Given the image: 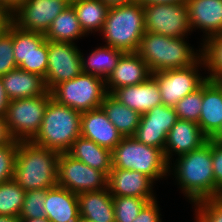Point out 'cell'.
<instances>
[{"label":"cell","instance_id":"cell-6","mask_svg":"<svg viewBox=\"0 0 222 222\" xmlns=\"http://www.w3.org/2000/svg\"><path fill=\"white\" fill-rule=\"evenodd\" d=\"M112 169L138 171L154 182L170 176L169 163L164 151L145 145L132 136L123 137L112 150Z\"/></svg>","mask_w":222,"mask_h":222},{"label":"cell","instance_id":"cell-10","mask_svg":"<svg viewBox=\"0 0 222 222\" xmlns=\"http://www.w3.org/2000/svg\"><path fill=\"white\" fill-rule=\"evenodd\" d=\"M13 52L19 69L45 78L48 67V40L43 33L22 30L13 24Z\"/></svg>","mask_w":222,"mask_h":222},{"label":"cell","instance_id":"cell-12","mask_svg":"<svg viewBox=\"0 0 222 222\" xmlns=\"http://www.w3.org/2000/svg\"><path fill=\"white\" fill-rule=\"evenodd\" d=\"M144 11L147 32L168 37H187L192 34L186 3L146 5Z\"/></svg>","mask_w":222,"mask_h":222},{"label":"cell","instance_id":"cell-11","mask_svg":"<svg viewBox=\"0 0 222 222\" xmlns=\"http://www.w3.org/2000/svg\"><path fill=\"white\" fill-rule=\"evenodd\" d=\"M108 176L67 153H60L58 159L57 185L79 194L100 191L107 188Z\"/></svg>","mask_w":222,"mask_h":222},{"label":"cell","instance_id":"cell-47","mask_svg":"<svg viewBox=\"0 0 222 222\" xmlns=\"http://www.w3.org/2000/svg\"><path fill=\"white\" fill-rule=\"evenodd\" d=\"M19 217L0 215V222H20Z\"/></svg>","mask_w":222,"mask_h":222},{"label":"cell","instance_id":"cell-29","mask_svg":"<svg viewBox=\"0 0 222 222\" xmlns=\"http://www.w3.org/2000/svg\"><path fill=\"white\" fill-rule=\"evenodd\" d=\"M46 40L55 42L75 43L87 37L82 30L75 9L69 4L51 23L44 34Z\"/></svg>","mask_w":222,"mask_h":222},{"label":"cell","instance_id":"cell-1","mask_svg":"<svg viewBox=\"0 0 222 222\" xmlns=\"http://www.w3.org/2000/svg\"><path fill=\"white\" fill-rule=\"evenodd\" d=\"M171 174L175 176L178 188L190 204L215 198L211 139L199 149L181 155L173 163H169V175Z\"/></svg>","mask_w":222,"mask_h":222},{"label":"cell","instance_id":"cell-35","mask_svg":"<svg viewBox=\"0 0 222 222\" xmlns=\"http://www.w3.org/2000/svg\"><path fill=\"white\" fill-rule=\"evenodd\" d=\"M45 198L46 189L26 191L19 219H35L45 217Z\"/></svg>","mask_w":222,"mask_h":222},{"label":"cell","instance_id":"cell-39","mask_svg":"<svg viewBox=\"0 0 222 222\" xmlns=\"http://www.w3.org/2000/svg\"><path fill=\"white\" fill-rule=\"evenodd\" d=\"M211 154L215 179V198L222 197V141L211 139Z\"/></svg>","mask_w":222,"mask_h":222},{"label":"cell","instance_id":"cell-13","mask_svg":"<svg viewBox=\"0 0 222 222\" xmlns=\"http://www.w3.org/2000/svg\"><path fill=\"white\" fill-rule=\"evenodd\" d=\"M74 43L48 41L45 83L50 92L56 85L82 73L81 50Z\"/></svg>","mask_w":222,"mask_h":222},{"label":"cell","instance_id":"cell-24","mask_svg":"<svg viewBox=\"0 0 222 222\" xmlns=\"http://www.w3.org/2000/svg\"><path fill=\"white\" fill-rule=\"evenodd\" d=\"M8 100L37 97L48 92L42 76L16 68L1 77Z\"/></svg>","mask_w":222,"mask_h":222},{"label":"cell","instance_id":"cell-27","mask_svg":"<svg viewBox=\"0 0 222 222\" xmlns=\"http://www.w3.org/2000/svg\"><path fill=\"white\" fill-rule=\"evenodd\" d=\"M124 53L122 50L107 45L96 47L94 50L92 49V51L86 55L87 57L82 50V72L106 80Z\"/></svg>","mask_w":222,"mask_h":222},{"label":"cell","instance_id":"cell-40","mask_svg":"<svg viewBox=\"0 0 222 222\" xmlns=\"http://www.w3.org/2000/svg\"><path fill=\"white\" fill-rule=\"evenodd\" d=\"M157 199L148 202L132 222H162Z\"/></svg>","mask_w":222,"mask_h":222},{"label":"cell","instance_id":"cell-8","mask_svg":"<svg viewBox=\"0 0 222 222\" xmlns=\"http://www.w3.org/2000/svg\"><path fill=\"white\" fill-rule=\"evenodd\" d=\"M51 98V93L48 91L45 95L8 102L5 120L15 140L31 141L36 136Z\"/></svg>","mask_w":222,"mask_h":222},{"label":"cell","instance_id":"cell-33","mask_svg":"<svg viewBox=\"0 0 222 222\" xmlns=\"http://www.w3.org/2000/svg\"><path fill=\"white\" fill-rule=\"evenodd\" d=\"M115 222H132L149 202L145 198L112 196Z\"/></svg>","mask_w":222,"mask_h":222},{"label":"cell","instance_id":"cell-37","mask_svg":"<svg viewBox=\"0 0 222 222\" xmlns=\"http://www.w3.org/2000/svg\"><path fill=\"white\" fill-rule=\"evenodd\" d=\"M18 68L13 52V23L0 37V77Z\"/></svg>","mask_w":222,"mask_h":222},{"label":"cell","instance_id":"cell-3","mask_svg":"<svg viewBox=\"0 0 222 222\" xmlns=\"http://www.w3.org/2000/svg\"><path fill=\"white\" fill-rule=\"evenodd\" d=\"M187 38L145 31L137 53L152 73L189 67L202 56V48L195 51Z\"/></svg>","mask_w":222,"mask_h":222},{"label":"cell","instance_id":"cell-21","mask_svg":"<svg viewBox=\"0 0 222 222\" xmlns=\"http://www.w3.org/2000/svg\"><path fill=\"white\" fill-rule=\"evenodd\" d=\"M111 95L141 115L162 104L160 89L152 76L141 84L121 87Z\"/></svg>","mask_w":222,"mask_h":222},{"label":"cell","instance_id":"cell-17","mask_svg":"<svg viewBox=\"0 0 222 222\" xmlns=\"http://www.w3.org/2000/svg\"><path fill=\"white\" fill-rule=\"evenodd\" d=\"M208 137L202 132L196 122L178 119L167 135L164 147V155L168 163H171L175 155L179 157L202 147Z\"/></svg>","mask_w":222,"mask_h":222},{"label":"cell","instance_id":"cell-20","mask_svg":"<svg viewBox=\"0 0 222 222\" xmlns=\"http://www.w3.org/2000/svg\"><path fill=\"white\" fill-rule=\"evenodd\" d=\"M80 136L111 151L123 138L101 107L82 112Z\"/></svg>","mask_w":222,"mask_h":222},{"label":"cell","instance_id":"cell-9","mask_svg":"<svg viewBox=\"0 0 222 222\" xmlns=\"http://www.w3.org/2000/svg\"><path fill=\"white\" fill-rule=\"evenodd\" d=\"M199 69L206 72L203 56L189 67L152 73L160 89L162 104L174 107L186 95L200 88L207 81V76H202Z\"/></svg>","mask_w":222,"mask_h":222},{"label":"cell","instance_id":"cell-25","mask_svg":"<svg viewBox=\"0 0 222 222\" xmlns=\"http://www.w3.org/2000/svg\"><path fill=\"white\" fill-rule=\"evenodd\" d=\"M80 219L115 222L113 197L106 188L77 194Z\"/></svg>","mask_w":222,"mask_h":222},{"label":"cell","instance_id":"cell-16","mask_svg":"<svg viewBox=\"0 0 222 222\" xmlns=\"http://www.w3.org/2000/svg\"><path fill=\"white\" fill-rule=\"evenodd\" d=\"M150 177L134 170L111 169L108 174L107 189L112 196H132L145 198L149 202L157 199Z\"/></svg>","mask_w":222,"mask_h":222},{"label":"cell","instance_id":"cell-42","mask_svg":"<svg viewBox=\"0 0 222 222\" xmlns=\"http://www.w3.org/2000/svg\"><path fill=\"white\" fill-rule=\"evenodd\" d=\"M27 0H0V9L13 14Z\"/></svg>","mask_w":222,"mask_h":222},{"label":"cell","instance_id":"cell-26","mask_svg":"<svg viewBox=\"0 0 222 222\" xmlns=\"http://www.w3.org/2000/svg\"><path fill=\"white\" fill-rule=\"evenodd\" d=\"M66 153L89 167L104 172L107 176L112 169V151L82 136L72 143Z\"/></svg>","mask_w":222,"mask_h":222},{"label":"cell","instance_id":"cell-14","mask_svg":"<svg viewBox=\"0 0 222 222\" xmlns=\"http://www.w3.org/2000/svg\"><path fill=\"white\" fill-rule=\"evenodd\" d=\"M69 4L68 0H27L12 14V23L19 29L45 34Z\"/></svg>","mask_w":222,"mask_h":222},{"label":"cell","instance_id":"cell-22","mask_svg":"<svg viewBox=\"0 0 222 222\" xmlns=\"http://www.w3.org/2000/svg\"><path fill=\"white\" fill-rule=\"evenodd\" d=\"M198 125L209 139L221 130L222 81L207 79L203 84V101Z\"/></svg>","mask_w":222,"mask_h":222},{"label":"cell","instance_id":"cell-34","mask_svg":"<svg viewBox=\"0 0 222 222\" xmlns=\"http://www.w3.org/2000/svg\"><path fill=\"white\" fill-rule=\"evenodd\" d=\"M202 101L203 85L176 103L174 109L178 119L198 123L202 109Z\"/></svg>","mask_w":222,"mask_h":222},{"label":"cell","instance_id":"cell-5","mask_svg":"<svg viewBox=\"0 0 222 222\" xmlns=\"http://www.w3.org/2000/svg\"><path fill=\"white\" fill-rule=\"evenodd\" d=\"M81 114L51 98L40 130L31 142L43 148L66 153L81 134Z\"/></svg>","mask_w":222,"mask_h":222},{"label":"cell","instance_id":"cell-19","mask_svg":"<svg viewBox=\"0 0 222 222\" xmlns=\"http://www.w3.org/2000/svg\"><path fill=\"white\" fill-rule=\"evenodd\" d=\"M151 74L148 65L137 52H125L105 80L107 93L112 94L121 87L141 84Z\"/></svg>","mask_w":222,"mask_h":222},{"label":"cell","instance_id":"cell-7","mask_svg":"<svg viewBox=\"0 0 222 222\" xmlns=\"http://www.w3.org/2000/svg\"><path fill=\"white\" fill-rule=\"evenodd\" d=\"M50 93L59 104L81 113L99 108L108 94L104 79L83 72L73 79L56 85Z\"/></svg>","mask_w":222,"mask_h":222},{"label":"cell","instance_id":"cell-43","mask_svg":"<svg viewBox=\"0 0 222 222\" xmlns=\"http://www.w3.org/2000/svg\"><path fill=\"white\" fill-rule=\"evenodd\" d=\"M12 23V14L0 9V37L7 31Z\"/></svg>","mask_w":222,"mask_h":222},{"label":"cell","instance_id":"cell-45","mask_svg":"<svg viewBox=\"0 0 222 222\" xmlns=\"http://www.w3.org/2000/svg\"><path fill=\"white\" fill-rule=\"evenodd\" d=\"M143 6L152 4H177L186 3L187 0H138Z\"/></svg>","mask_w":222,"mask_h":222},{"label":"cell","instance_id":"cell-36","mask_svg":"<svg viewBox=\"0 0 222 222\" xmlns=\"http://www.w3.org/2000/svg\"><path fill=\"white\" fill-rule=\"evenodd\" d=\"M192 206L199 222H222V197L203 199Z\"/></svg>","mask_w":222,"mask_h":222},{"label":"cell","instance_id":"cell-18","mask_svg":"<svg viewBox=\"0 0 222 222\" xmlns=\"http://www.w3.org/2000/svg\"><path fill=\"white\" fill-rule=\"evenodd\" d=\"M186 6L191 31L203 32L200 45L222 33V0H187Z\"/></svg>","mask_w":222,"mask_h":222},{"label":"cell","instance_id":"cell-31","mask_svg":"<svg viewBox=\"0 0 222 222\" xmlns=\"http://www.w3.org/2000/svg\"><path fill=\"white\" fill-rule=\"evenodd\" d=\"M199 47L206 63L207 79L222 81V33L208 38Z\"/></svg>","mask_w":222,"mask_h":222},{"label":"cell","instance_id":"cell-49","mask_svg":"<svg viewBox=\"0 0 222 222\" xmlns=\"http://www.w3.org/2000/svg\"><path fill=\"white\" fill-rule=\"evenodd\" d=\"M212 139L216 141H222V128Z\"/></svg>","mask_w":222,"mask_h":222},{"label":"cell","instance_id":"cell-23","mask_svg":"<svg viewBox=\"0 0 222 222\" xmlns=\"http://www.w3.org/2000/svg\"><path fill=\"white\" fill-rule=\"evenodd\" d=\"M45 217L50 222H79L77 194L58 185L46 189Z\"/></svg>","mask_w":222,"mask_h":222},{"label":"cell","instance_id":"cell-32","mask_svg":"<svg viewBox=\"0 0 222 222\" xmlns=\"http://www.w3.org/2000/svg\"><path fill=\"white\" fill-rule=\"evenodd\" d=\"M25 190L14 180L0 184V215L19 217Z\"/></svg>","mask_w":222,"mask_h":222},{"label":"cell","instance_id":"cell-41","mask_svg":"<svg viewBox=\"0 0 222 222\" xmlns=\"http://www.w3.org/2000/svg\"><path fill=\"white\" fill-rule=\"evenodd\" d=\"M14 140L7 126L5 117H0V146L11 144Z\"/></svg>","mask_w":222,"mask_h":222},{"label":"cell","instance_id":"cell-46","mask_svg":"<svg viewBox=\"0 0 222 222\" xmlns=\"http://www.w3.org/2000/svg\"><path fill=\"white\" fill-rule=\"evenodd\" d=\"M103 1L108 7H114L119 5H126L133 2H137L138 0H101Z\"/></svg>","mask_w":222,"mask_h":222},{"label":"cell","instance_id":"cell-28","mask_svg":"<svg viewBox=\"0 0 222 222\" xmlns=\"http://www.w3.org/2000/svg\"><path fill=\"white\" fill-rule=\"evenodd\" d=\"M123 137L133 136L140 124L141 114L107 94L100 106Z\"/></svg>","mask_w":222,"mask_h":222},{"label":"cell","instance_id":"cell-50","mask_svg":"<svg viewBox=\"0 0 222 222\" xmlns=\"http://www.w3.org/2000/svg\"><path fill=\"white\" fill-rule=\"evenodd\" d=\"M79 222H95V221L87 220V219H80Z\"/></svg>","mask_w":222,"mask_h":222},{"label":"cell","instance_id":"cell-48","mask_svg":"<svg viewBox=\"0 0 222 222\" xmlns=\"http://www.w3.org/2000/svg\"><path fill=\"white\" fill-rule=\"evenodd\" d=\"M20 222H50L46 217L35 219H20Z\"/></svg>","mask_w":222,"mask_h":222},{"label":"cell","instance_id":"cell-30","mask_svg":"<svg viewBox=\"0 0 222 222\" xmlns=\"http://www.w3.org/2000/svg\"><path fill=\"white\" fill-rule=\"evenodd\" d=\"M70 4L76 11L84 33H100L103 29L109 7L101 0H72Z\"/></svg>","mask_w":222,"mask_h":222},{"label":"cell","instance_id":"cell-38","mask_svg":"<svg viewBox=\"0 0 222 222\" xmlns=\"http://www.w3.org/2000/svg\"><path fill=\"white\" fill-rule=\"evenodd\" d=\"M19 141L0 146V184L13 180Z\"/></svg>","mask_w":222,"mask_h":222},{"label":"cell","instance_id":"cell-15","mask_svg":"<svg viewBox=\"0 0 222 222\" xmlns=\"http://www.w3.org/2000/svg\"><path fill=\"white\" fill-rule=\"evenodd\" d=\"M177 120L174 107L161 104L141 115L140 124L132 137L164 151L168 132Z\"/></svg>","mask_w":222,"mask_h":222},{"label":"cell","instance_id":"cell-44","mask_svg":"<svg viewBox=\"0 0 222 222\" xmlns=\"http://www.w3.org/2000/svg\"><path fill=\"white\" fill-rule=\"evenodd\" d=\"M8 102L9 100L5 94L2 80L0 77V117H5Z\"/></svg>","mask_w":222,"mask_h":222},{"label":"cell","instance_id":"cell-4","mask_svg":"<svg viewBox=\"0 0 222 222\" xmlns=\"http://www.w3.org/2000/svg\"><path fill=\"white\" fill-rule=\"evenodd\" d=\"M104 45L124 52H137L145 34V11L139 2L109 7L101 31Z\"/></svg>","mask_w":222,"mask_h":222},{"label":"cell","instance_id":"cell-2","mask_svg":"<svg viewBox=\"0 0 222 222\" xmlns=\"http://www.w3.org/2000/svg\"><path fill=\"white\" fill-rule=\"evenodd\" d=\"M59 156L55 150L19 141L13 180L25 191L56 186Z\"/></svg>","mask_w":222,"mask_h":222}]
</instances>
